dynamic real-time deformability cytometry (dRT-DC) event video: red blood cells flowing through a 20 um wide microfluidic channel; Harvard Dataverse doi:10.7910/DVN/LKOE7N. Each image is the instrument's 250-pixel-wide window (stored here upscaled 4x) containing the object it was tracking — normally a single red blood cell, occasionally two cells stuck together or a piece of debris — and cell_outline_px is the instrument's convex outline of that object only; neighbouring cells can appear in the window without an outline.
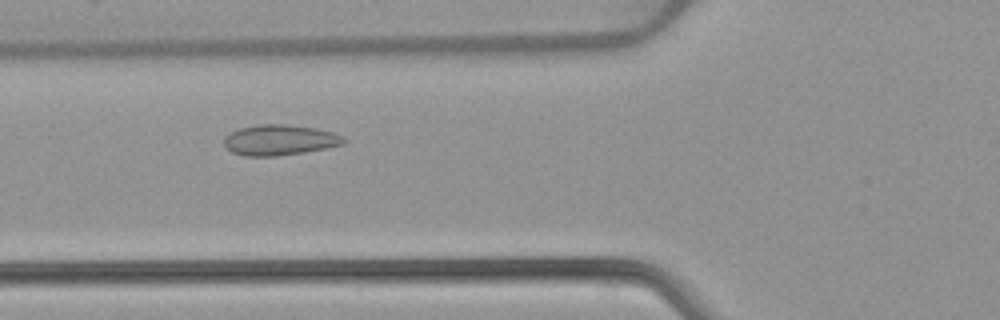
{"species": "common noctule bat (a hibernating species)", "species_latin": "Nyctalus noctula", "temperature_condition": "warm", "stored_images_in_passage": 42, "camera_frame_rate_fps": 3000, "um_per_image_px": 0.085, "animal": {"sex": "female", "body_mass_g": 22.7, "forearm_length_mm": 54.2}, "frame": {"image": 1, "passage_image": 9, "time_ms": 2.667, "image_size_px": [1000, 320], "cell_outline_px": [[348, 140], [344, 144], [328, 148], [304, 152], [276, 156], [244, 156], [232, 152], [224, 144], [224, 136], [240, 128], [256, 124], [284, 124], [316, 128], [332, 132], [344, 136]], "centroid_in_image_um": [23.8, 11.9], "position_along_channel_um": 102.0, "area_um2": 21.44}}
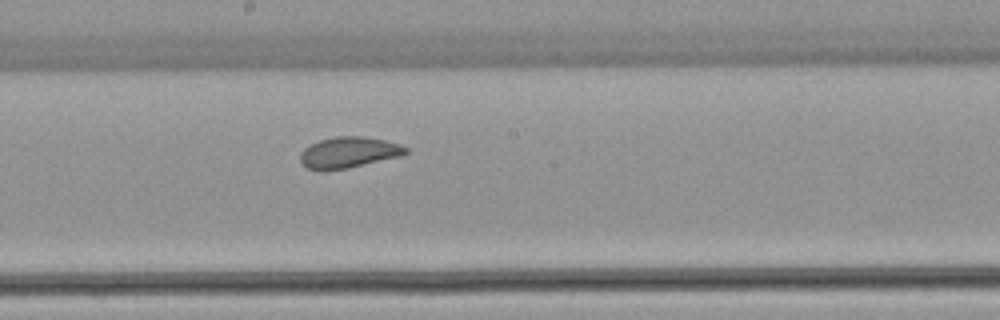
{"frame": {"image": 2, "passage_image": 18, "time_ms": 5.667, "image_size_px": [1000, 320], "cell_outline_px": [[408, 152], [404, 156], [348, 168], [320, 172], [308, 168], [300, 160], [300, 152], [304, 148], [320, 140], [336, 136], [364, 136], [384, 140], [400, 144], [408, 148]], "centroid_in_image_um": [29.66, 12.97], "position_along_channel_um": 218.5, "area_um2": 19.36}}
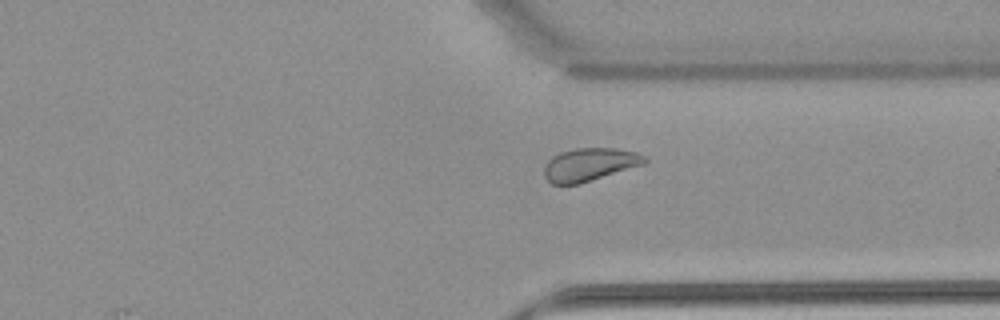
{"frame": {"image": 3, "passage_image": 29, "time_ms": 9.333, "image_size_px": [1000, 320], "cell_outline_px": [[648, 160], [644, 164], [580, 184], [552, 184], [544, 176], [544, 168], [548, 160], [552, 156], [560, 152], [576, 148], [616, 148], [636, 152], [648, 156]], "centroid_in_image_um": [50.13, 13.98], "position_along_channel_um": 361.3, "area_um2": 19.42}, "authors_computed_cell_mechanics": {"area_um2": 19.8254, "velocity_mm_per_s": 3.8854, "shape_relaxation_time_tau1_ms": 7.9094, "shape_relaxation_time_tau2_ms": 0.8614, "deformation_change_tau1": 0.1313, "deformation_change_tau2": 0.0441}}